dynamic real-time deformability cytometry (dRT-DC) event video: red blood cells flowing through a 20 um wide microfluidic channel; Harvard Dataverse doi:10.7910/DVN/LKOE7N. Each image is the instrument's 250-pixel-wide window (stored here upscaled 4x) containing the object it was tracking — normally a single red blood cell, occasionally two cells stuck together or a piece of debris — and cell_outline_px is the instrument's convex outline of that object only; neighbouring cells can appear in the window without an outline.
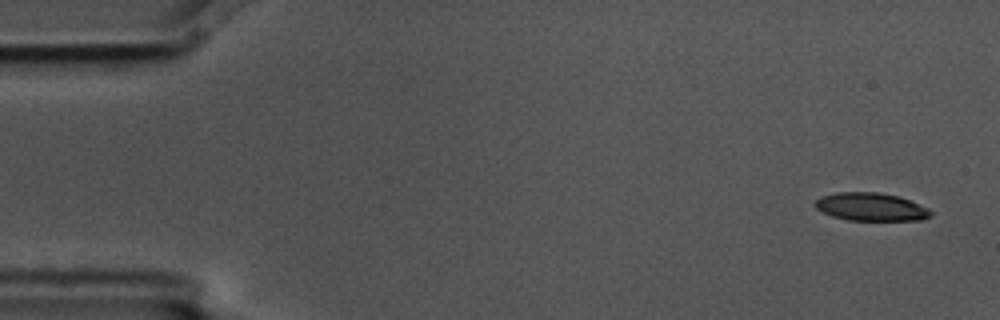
{"species": "common noctule bat (a hibernating species)", "species_latin": "Nyctalus noctula", "temperature_condition": "cold", "stored_images_in_passage": 9, "camera_frame_rate_fps": 3000, "um_per_image_px": 0.085, "animal": {"sex": "male", "body_mass_g": 17.5, "forearm_length_mm": 52.3}, "frame": {"image": 1, "passage_image": 1, "time_ms": 0.0, "image_size_px": [1000, 320], "cell_outline_px": [[932, 216], [924, 220], [848, 220], [832, 216], [816, 208], [816, 200], [820, 196], [836, 192], [876, 192], [896, 196], [908, 200], [928, 208], [932, 212]], "centroid_in_image_um": [74.04, 17.59], "position_along_channel_um": 11.0, "area_um2": 18.73}}
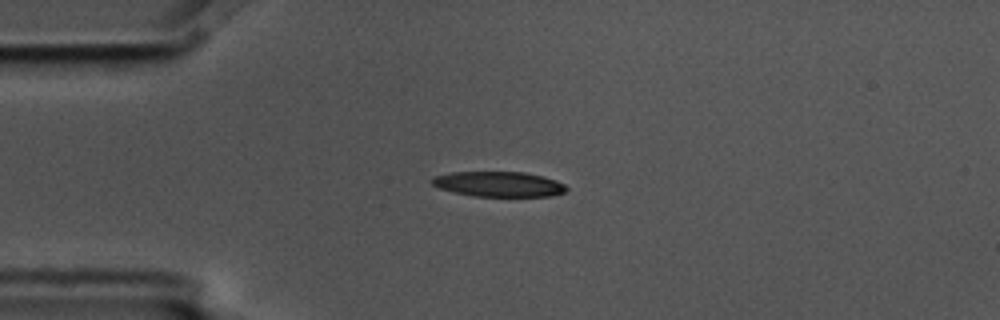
{"frame": {"image": 2, "passage_image": 9, "time_ms": 2.667, "image_size_px": [1000, 320], "cell_outline_px": [[568, 188], [564, 192], [552, 196], [472, 196], [452, 192], [440, 188], [432, 184], [428, 180], [432, 176], [452, 172], [524, 172], [544, 176], [556, 180], [564, 184]], "centroid_in_image_um": [42.36, 15.65], "position_along_channel_um": 42.6, "area_um2": 19.88}}